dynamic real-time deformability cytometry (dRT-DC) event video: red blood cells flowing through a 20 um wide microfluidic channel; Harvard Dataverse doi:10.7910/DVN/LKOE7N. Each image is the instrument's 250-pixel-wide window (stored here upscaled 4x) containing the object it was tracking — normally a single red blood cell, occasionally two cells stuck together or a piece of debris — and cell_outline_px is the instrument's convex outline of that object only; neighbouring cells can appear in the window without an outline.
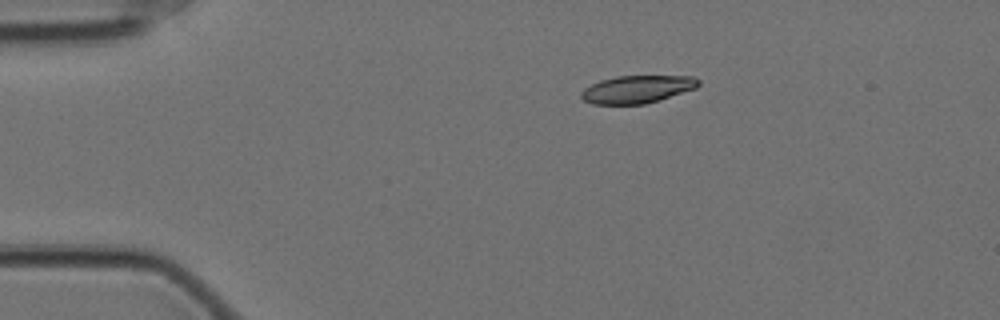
{"species": "Egyptian fruit bat (a non-hibernating species)", "species_latin": "Rousettus aegyptiacus", "temperature_condition": "cold", "stored_images_in_passage": 36, "camera_frame_rate_fps": 3000, "um_per_image_px": 0.085, "animal": {"sex": "female"}, "frame": {"image": 1, "passage_image": 1, "time_ms": 0.0, "image_size_px": [1000, 320], "cell_outline_px": [[700, 84], [696, 88], [644, 104], [592, 104], [584, 100], [580, 96], [580, 92], [584, 88], [600, 80], [616, 76], [692, 76], [700, 80]], "centroid_in_image_um": [54.13, 7.58], "position_along_channel_um": 30.9, "area_um2": 18.79}}
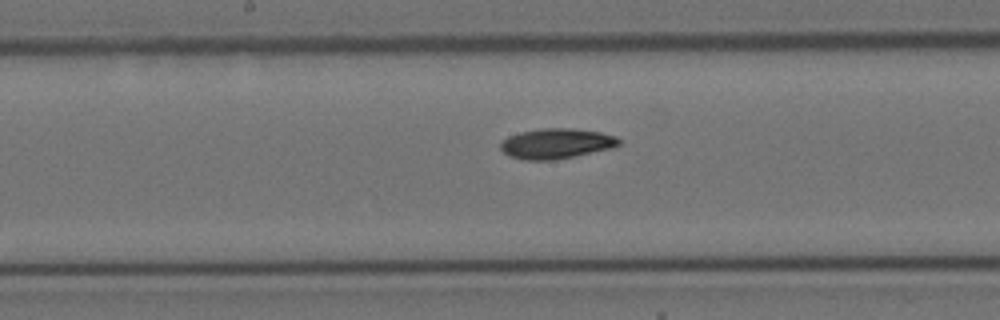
{"frame": {"image": 2, "passage_image": 20, "time_ms": 6.333, "image_size_px": [1000, 320], "cell_outline_px": [[620, 144], [608, 148], [572, 156], [552, 160], [524, 160], [508, 156], [500, 148], [500, 140], [508, 136], [520, 132], [540, 128], [572, 128], [600, 132], [616, 136], [620, 140]], "centroid_in_image_um": [47.21, 12.19], "position_along_channel_um": 201.0, "area_um2": 20.69}}
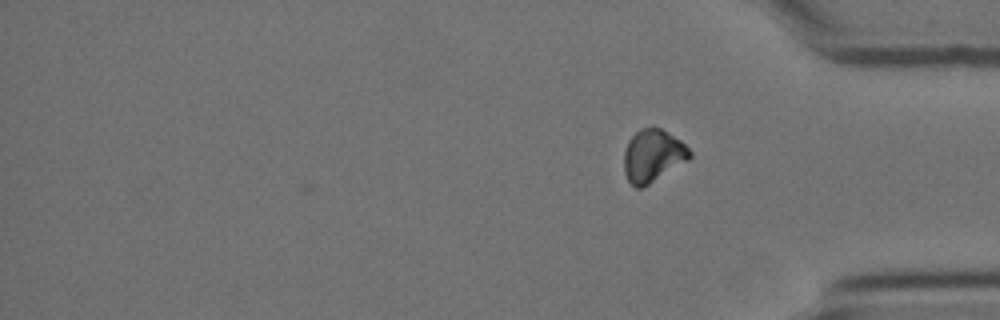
{"frame": {"image": 3, "passage_image": 36, "time_ms": 11.667, "image_size_px": [1000, 320], "cell_outline_px": [[692, 156], [688, 160], [648, 184], [640, 188], [636, 188], [628, 180], [624, 172], [624, 152], [628, 140], [640, 128], [652, 124], [660, 128], [680, 140], [692, 152]], "centroid_in_image_um": [55.47, 13.19], "position_along_channel_um": 379.7, "area_um2": 20.11}, "authors_computed_cell_mechanics": {"area_um2": 20.0277, "velocity_mm_per_s": 3.4917, "shape_relaxation_time_tau1_ms": 9.2992, "shape_relaxation_time_tau2_ms": 5.0379, "deformation_change_tau1": 0.1827, "deformation_change_tau2": 0.0865}}